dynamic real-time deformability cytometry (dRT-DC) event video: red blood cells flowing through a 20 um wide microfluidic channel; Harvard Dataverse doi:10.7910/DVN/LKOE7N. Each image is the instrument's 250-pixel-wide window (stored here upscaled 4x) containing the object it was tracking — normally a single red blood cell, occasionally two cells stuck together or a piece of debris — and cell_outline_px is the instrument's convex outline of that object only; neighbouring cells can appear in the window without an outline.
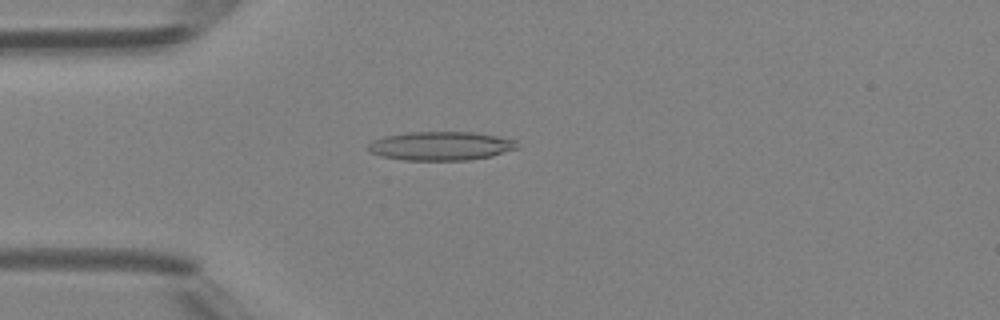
{"species": "Egyptian fruit bat (a non-hibernating species)", "species_latin": "Rousettus aegyptiacus", "temperature_condition": "room temperature", "stored_images_in_passage": 41, "camera_frame_rate_fps": 3000, "um_per_image_px": 0.085, "animal": {"sex": "female"}, "frame": {"image": 1, "passage_image": 7, "time_ms": 2.0, "image_size_px": [1000, 320], "cell_outline_px": [[520, 148], [492, 156], [468, 160], [404, 160], [380, 156], [368, 152], [368, 144], [372, 140], [384, 136], [408, 132], [472, 132], [496, 136], [516, 140]], "centroid_in_image_um": [37.46, 12.41], "position_along_channel_um": 47.5, "area_um2": 25.2}}
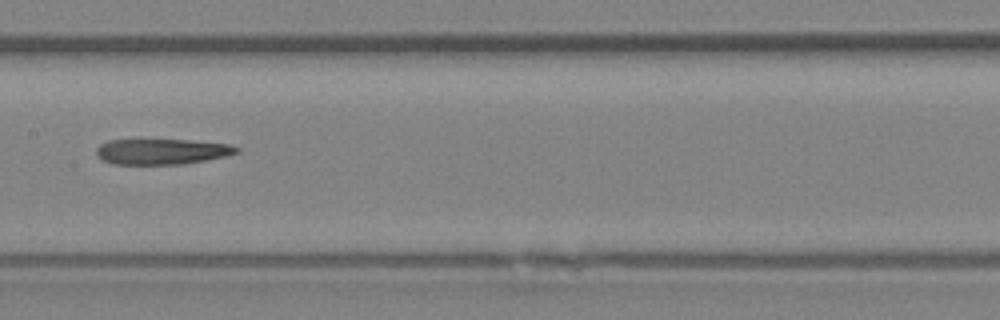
{"frame": {"image": 2, "passage_image": 18, "time_ms": 5.667, "image_size_px": [1000, 320], "cell_outline_px": [[240, 152], [228, 156], [184, 164], [112, 164], [96, 156], [96, 148], [100, 144], [108, 140], [188, 140], [228, 144], [240, 148]], "centroid_in_image_um": [13.77, 12.89], "position_along_channel_um": 193.6, "area_um2": 20.98}}
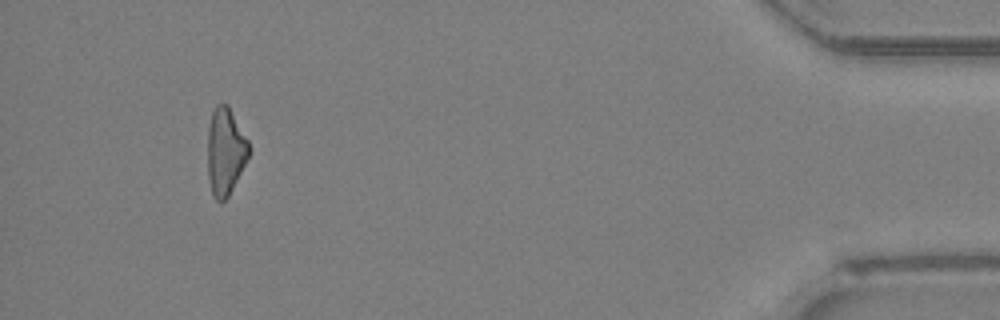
{"frame": {"image": 3, "passage_image": 38, "time_ms": 12.333, "image_size_px": [1000, 320], "cell_outline_px": [[248, 156], [228, 196], [220, 204], [212, 196], [208, 180], [208, 128], [212, 112], [216, 104], [228, 104], [248, 140]], "centroid_in_image_um": [19.12, 12.87], "position_along_channel_um": 416.1, "area_um2": 20.75}}